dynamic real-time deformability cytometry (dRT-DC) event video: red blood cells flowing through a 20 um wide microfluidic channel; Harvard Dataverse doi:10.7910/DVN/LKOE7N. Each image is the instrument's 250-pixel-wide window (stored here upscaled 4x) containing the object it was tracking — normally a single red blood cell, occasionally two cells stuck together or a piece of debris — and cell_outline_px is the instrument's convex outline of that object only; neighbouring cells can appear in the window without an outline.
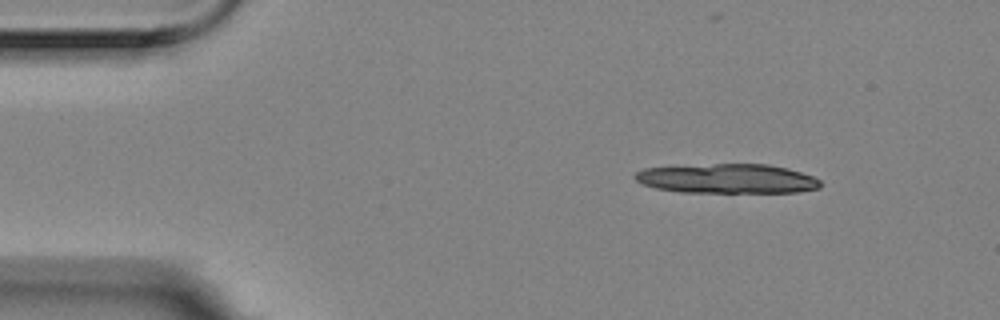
{"species": "Egyptian fruit bat (a non-hibernating species)", "species_latin": "Rousettus aegyptiacus", "temperature_condition": "room temperature", "stored_images_in_passage": 26, "camera_frame_rate_fps": 3000, "um_per_image_px": 0.085, "animal": {"sex": "female"}, "frame": {"image": 1, "passage_image": 1, "time_ms": 0.0, "image_size_px": [1000, 320], "cell_outline_px": [[820, 188], [800, 192], [680, 192], [656, 188], [644, 184], [636, 180], [632, 176], [636, 172], [644, 168], [716, 164], [768, 164], [788, 168], [812, 176], [820, 180]], "centroid_in_image_um": [61.83, 15.19], "position_along_channel_um": 23.2, "area_um2": 31.73}}
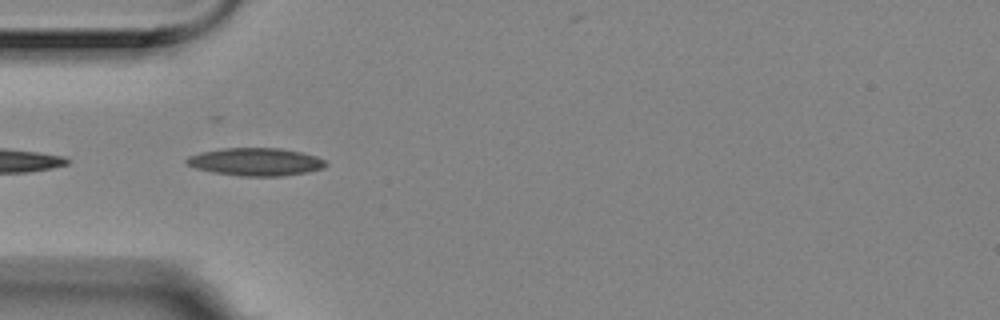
{"frame": {"image": 2, "passage_image": 11, "time_ms": 3.333, "image_size_px": [1000, 320], "cell_outline_px": [[328, 164], [324, 168], [304, 172], [280, 176], [240, 176], [212, 172], [196, 168], [188, 164], [184, 160], [188, 156], [200, 152], [224, 148], [280, 148], [300, 152], [316, 156], [324, 160]], "centroid_in_image_um": [21.71, 13.75], "position_along_channel_um": 63.3, "area_um2": 22.43}}